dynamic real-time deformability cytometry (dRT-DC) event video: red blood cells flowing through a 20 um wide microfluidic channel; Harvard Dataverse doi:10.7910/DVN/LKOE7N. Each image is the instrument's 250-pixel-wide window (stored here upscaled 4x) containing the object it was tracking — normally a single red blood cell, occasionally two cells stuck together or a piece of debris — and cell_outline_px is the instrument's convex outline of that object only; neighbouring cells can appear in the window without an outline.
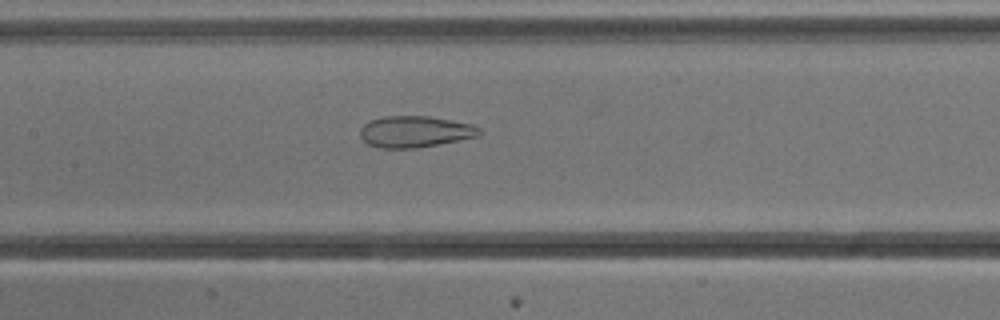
{"species": "common noctule bat (a hibernating species)", "species_latin": "Nyctalus noctula", "temperature_condition": "cold", "stored_images_in_passage": 51, "camera_frame_rate_fps": 3000, "um_per_image_px": 0.085, "animal": {"sex": "male", "body_mass_g": 13.3}, "frame": {"image": 1, "passage_image": 25, "time_ms": 8.0, "image_size_px": [1000, 320], "cell_outline_px": [[484, 132], [480, 136], [420, 148], [380, 148], [368, 144], [360, 136], [360, 128], [368, 120], [380, 116], [428, 116], [472, 124], [480, 128]], "centroid_in_image_um": [35.29, 11.19], "position_along_channel_um": 172.1, "area_um2": 22.14}}
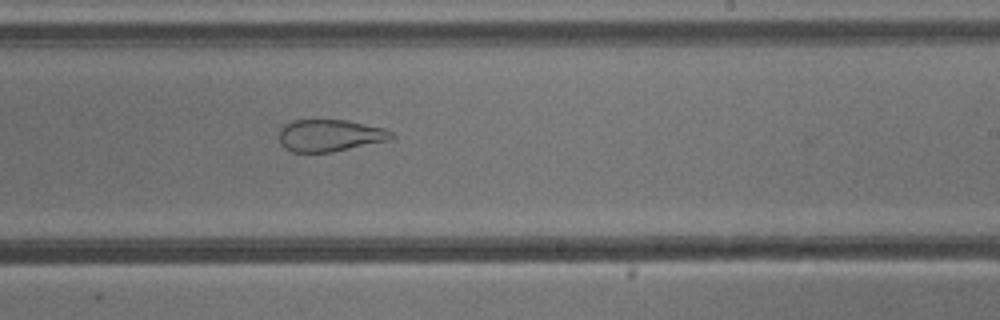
{"frame": {"image": 2, "passage_image": 32, "time_ms": 10.333, "image_size_px": [1000, 320], "cell_outline_px": [[396, 136], [388, 140], [332, 152], [292, 152], [284, 148], [280, 144], [280, 128], [284, 124], [292, 120], [348, 120], [384, 128], [392, 132]], "centroid_in_image_um": [28.02, 11.51], "position_along_channel_um": 261.0, "area_um2": 20.98}}
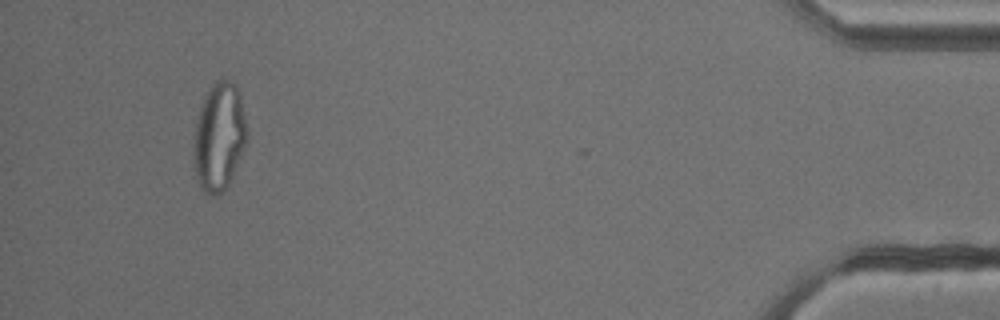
{"frame": {"image": 3, "passage_image": 50, "time_ms": 16.333, "image_size_px": [1000, 320], "cell_outline_px": [[248, 136], [244, 148], [232, 176], [228, 184], [216, 196], [212, 196], [204, 192], [200, 188], [196, 180], [192, 168], [192, 140], [200, 108], [204, 96], [216, 80], [228, 80], [236, 84], [240, 96], [248, 132]], "centroid_in_image_um": [18.58, 11.66], "position_along_channel_um": 416.6, "area_um2": 33.93}}